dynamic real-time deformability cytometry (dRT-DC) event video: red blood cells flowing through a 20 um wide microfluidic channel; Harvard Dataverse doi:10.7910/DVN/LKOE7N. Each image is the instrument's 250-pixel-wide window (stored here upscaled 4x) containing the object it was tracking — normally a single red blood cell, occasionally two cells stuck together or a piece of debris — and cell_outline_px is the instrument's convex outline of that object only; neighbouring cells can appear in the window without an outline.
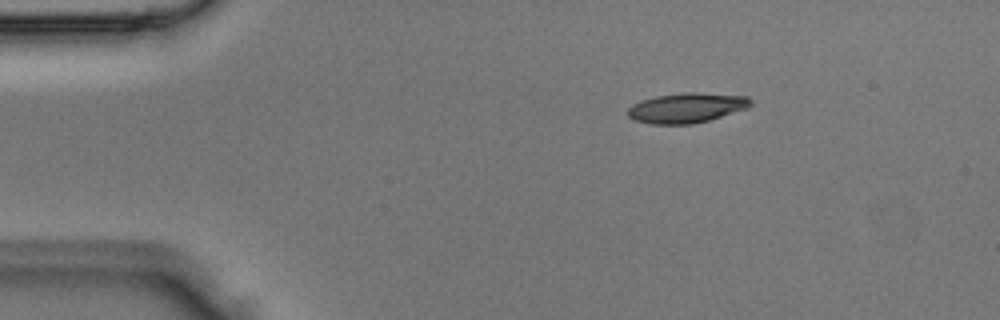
{"species": "Egyptian fruit bat (a non-hibernating species)", "species_latin": "Rousettus aegyptiacus", "temperature_condition": "room temperature", "stored_images_in_passage": 3, "segment_of_instrument_passage": [1, 2], "camera_frame_rate_fps": 3000, "um_per_image_px": 0.085, "animal": {"sex": "male"}, "frame": {"image": 1, "passage_image": 1, "time_ms": 0.0, "image_size_px": [1000, 320], "cell_outline_px": [[752, 104], [748, 108], [708, 120], [692, 124], [652, 124], [636, 120], [628, 116], [628, 108], [632, 104], [640, 100], [656, 96], [684, 92], [696, 92], [748, 96], [752, 100]], "centroid_in_image_um": [58.37, 9.15], "position_along_channel_um": 26.6, "area_um2": 21.44}}